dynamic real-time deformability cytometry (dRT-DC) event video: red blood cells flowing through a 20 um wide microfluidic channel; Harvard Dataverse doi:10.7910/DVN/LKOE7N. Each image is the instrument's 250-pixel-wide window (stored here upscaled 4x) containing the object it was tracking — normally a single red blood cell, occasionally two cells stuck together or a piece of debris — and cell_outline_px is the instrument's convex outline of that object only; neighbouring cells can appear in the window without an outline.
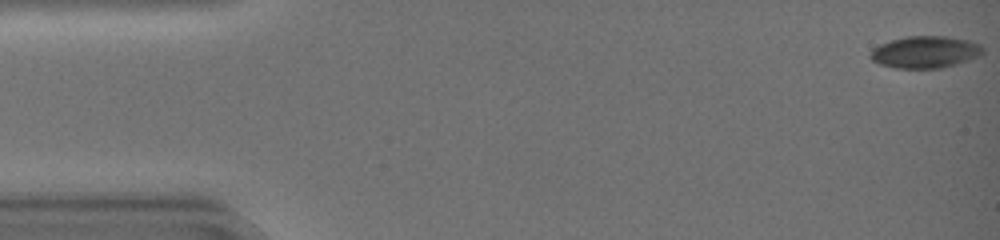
{"species": "common noctule bat (a hibernating species)", "species_latin": "Nyctalus noctula", "temperature_condition": "warm", "stored_images_in_passage": 44, "camera_frame_rate_fps": 3000, "um_per_image_px": 0.085, "animal": {"sex": "female", "body_mass_g": 19.0, "forearm_length_mm": 51.5}, "frame": {"image": 1, "passage_image": 1, "time_ms": 0.0, "image_size_px": [1000, 240], "cell_outline_px": [[984, 52], [980, 56], [956, 64], [940, 68], [896, 68], [880, 64], [872, 60], [868, 56], [872, 48], [880, 44], [892, 40], [908, 36], [944, 36], [968, 40], [980, 44], [984, 48]], "centroid_in_image_um": [78.64, 4.42], "position_along_channel_um": 6.4, "area_um2": 20.98}}
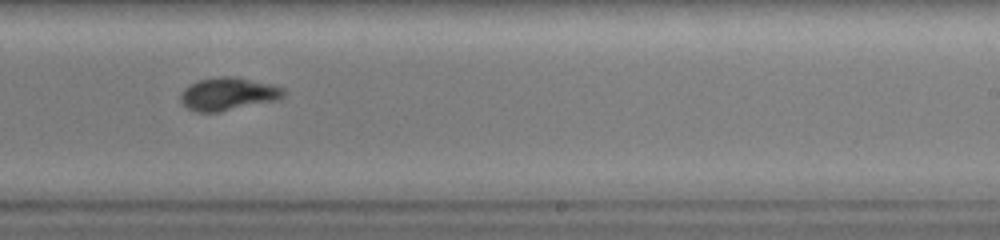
{"frame": {"image": 2, "passage_image": 28, "time_ms": 9.0, "image_size_px": [1000, 240], "cell_outline_px": [[288, 92], [280, 100], [220, 112], [196, 112], [188, 108], [180, 100], [180, 92], [188, 84], [200, 80], [216, 76], [236, 76], [272, 84], [284, 88]], "centroid_in_image_um": [19.43, 7.98], "position_along_channel_um": 269.6, "area_um2": 20.23}}
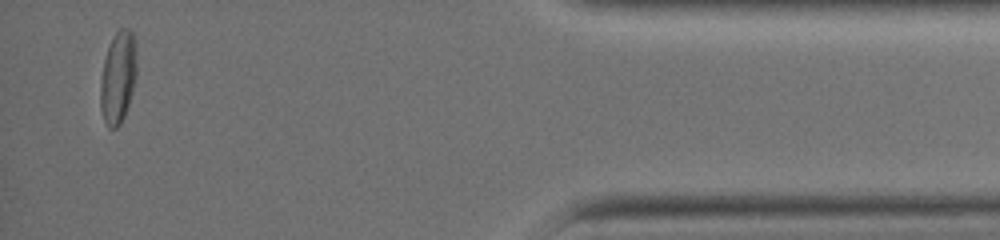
{"frame": {"image": 3, "passage_image": 42, "time_ms": 13.667, "image_size_px": [1000, 240], "cell_outline_px": [[136, 76], [132, 92], [124, 116], [120, 124], [116, 128], [108, 128], [104, 120], [100, 108], [100, 80], [104, 60], [112, 36], [120, 28], [128, 28], [132, 32], [136, 52]], "centroid_in_image_um": [10.02, 6.58], "position_along_channel_um": 425.2, "area_um2": 19.48}, "authors_computed_cell_mechanics": {"area_um2": 20.23, "velocity_mm_per_s": 4.4474, "shape_relaxation_time_tau1_ms": 3.656, "shape_relaxation_time_tau2_ms": 2.2517, "deformation_change_tau1": 0.1394, "deformation_change_tau2": 0.0642}}